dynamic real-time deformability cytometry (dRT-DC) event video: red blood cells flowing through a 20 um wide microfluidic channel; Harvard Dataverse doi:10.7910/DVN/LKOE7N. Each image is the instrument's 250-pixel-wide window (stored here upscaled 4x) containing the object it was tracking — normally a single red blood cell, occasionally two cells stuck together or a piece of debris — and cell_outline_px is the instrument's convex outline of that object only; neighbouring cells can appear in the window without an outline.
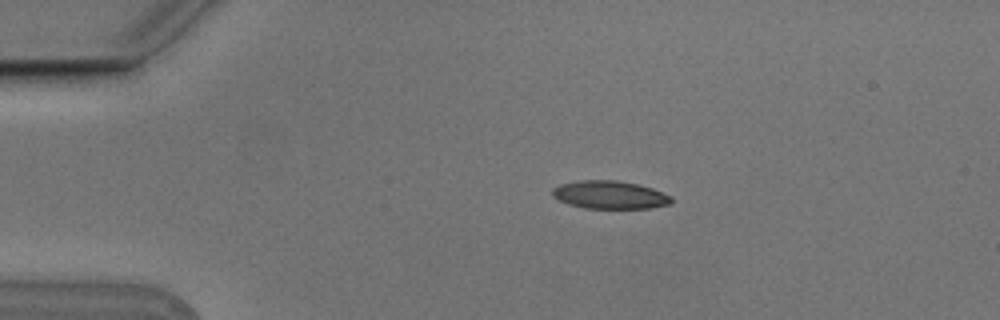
{"species": "Egyptian fruit bat (a non-hibernating species)", "species_latin": "Rousettus aegyptiacus", "temperature_condition": "cold", "stored_images_in_passage": 6, "camera_frame_rate_fps": 3000, "um_per_image_px": 0.085, "animal": {"sex": "male"}, "frame": {"image": 1, "passage_image": 1, "time_ms": 0.0, "image_size_px": [1000, 320], "cell_outline_px": [[672, 200], [668, 204], [648, 208], [584, 208], [568, 204], [552, 196], [552, 188], [560, 184], [580, 180], [616, 180], [636, 184], [652, 188], [672, 196]], "centroid_in_image_um": [51.8, 16.55], "position_along_channel_um": 33.2, "area_um2": 19.31}}
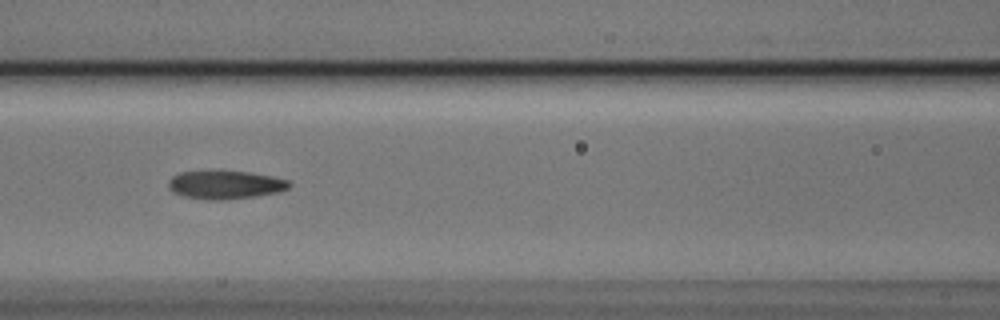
{"frame": {"image": 2, "passage_image": 5, "time_ms": 1.333, "image_size_px": [1000, 320], "cell_outline_px": [[292, 184], [288, 188], [280, 192], [256, 196], [224, 200], [208, 200], [184, 196], [168, 188], [168, 180], [172, 176], [180, 172], [252, 172], [272, 176], [288, 180]], "centroid_in_image_um": [19.18, 15.72], "position_along_channel_um": 147.4, "area_um2": 19.77}}
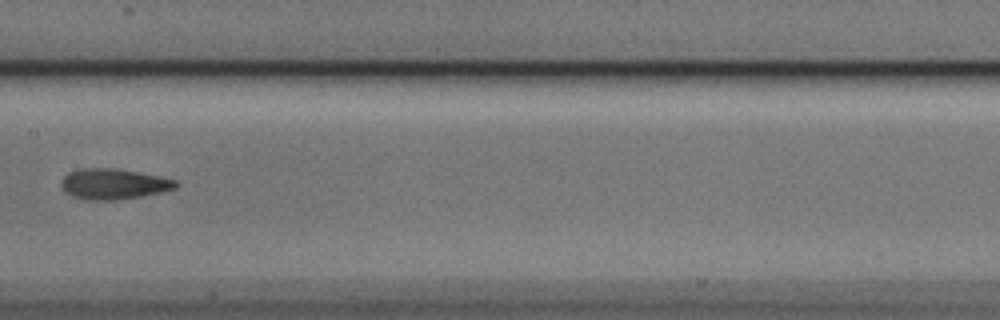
{"frame": {"image": 3, "passage_image": 6, "time_ms": 1.667, "image_size_px": [1000, 320], "cell_outline_px": [[176, 188], [160, 192], [140, 196], [116, 200], [84, 200], [72, 196], [64, 192], [60, 184], [64, 176], [68, 172], [80, 168], [112, 168], [160, 176], [176, 180]], "centroid_in_image_um": [9.59, 15.64], "position_along_channel_um": 197.8, "area_um2": 20.35}}